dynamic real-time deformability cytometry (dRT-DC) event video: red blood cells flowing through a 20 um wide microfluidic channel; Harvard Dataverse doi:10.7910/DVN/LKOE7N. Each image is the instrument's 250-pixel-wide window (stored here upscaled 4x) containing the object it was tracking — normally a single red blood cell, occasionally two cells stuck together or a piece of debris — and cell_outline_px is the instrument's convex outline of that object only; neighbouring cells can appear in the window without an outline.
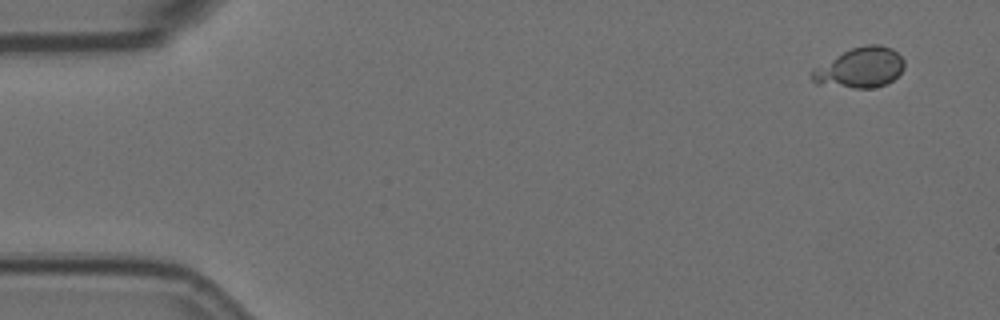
{"species": "Egyptian fruit bat (a non-hibernating species)", "species_latin": "Rousettus aegyptiacus", "temperature_condition": "room temperature", "stored_images_in_passage": 7, "camera_frame_rate_fps": 3000, "um_per_image_px": 0.085, "animal": {"sex": "female"}, "frame": {"image": 1, "passage_image": 1, "time_ms": 0.0, "image_size_px": [1000, 320], "cell_outline_px": [[904, 68], [892, 80], [884, 84], [872, 88], [852, 88], [816, 84], [808, 76], [812, 68], [852, 48], [864, 44], [880, 44], [892, 48], [904, 60]], "centroid_in_image_um": [73.07, 5.75], "position_along_channel_um": 11.9, "area_um2": 21.73}}
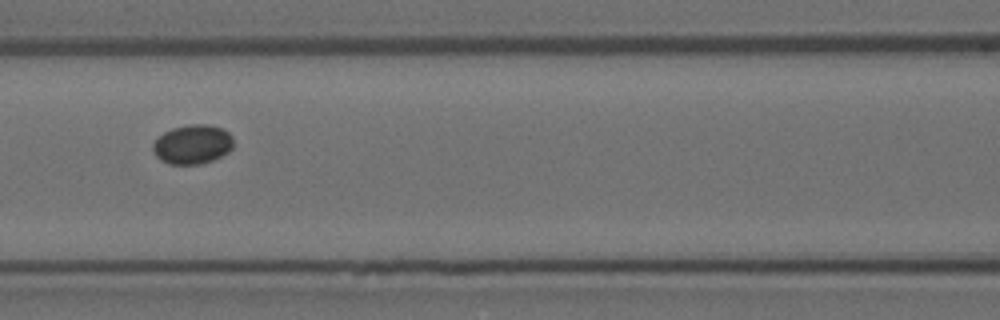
{"frame": {"image": 2, "passage_image": 7, "time_ms": 2.0, "image_size_px": [1000, 320], "cell_outline_px": [[232, 148], [228, 152], [212, 160], [200, 164], [168, 164], [160, 160], [156, 156], [152, 148], [152, 144], [164, 132], [172, 128], [192, 124], [208, 124], [220, 128], [228, 132], [232, 136]], "centroid_in_image_um": [16.35, 12.27], "position_along_channel_um": 150.3, "area_um2": 18.32}}